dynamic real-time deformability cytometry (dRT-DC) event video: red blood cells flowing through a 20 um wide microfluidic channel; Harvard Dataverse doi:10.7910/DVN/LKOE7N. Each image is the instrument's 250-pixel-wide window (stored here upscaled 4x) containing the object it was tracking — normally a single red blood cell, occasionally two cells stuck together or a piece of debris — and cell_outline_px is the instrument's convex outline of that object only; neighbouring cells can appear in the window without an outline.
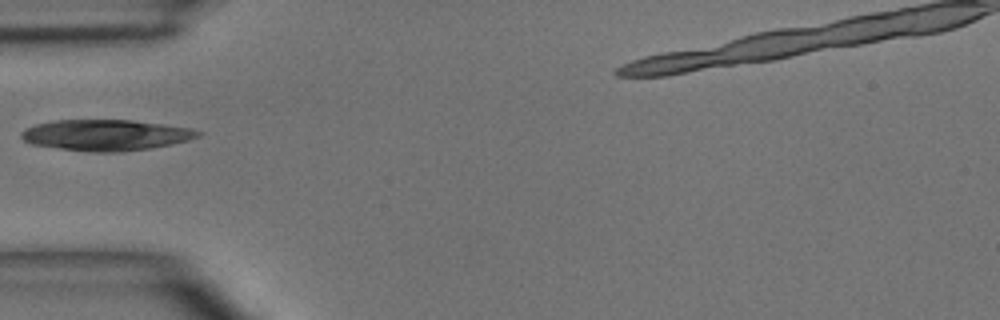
{"species": "common noctule bat (a hibernating species)", "species_latin": "Nyctalus noctula", "temperature_condition": "room temperature", "stored_images_in_passage": 1, "camera_frame_rate_fps": 3000, "um_per_image_px": 0.085, "animal": {"sex": "male", "body_mass_g": 15.6}, "frame": {"image": 1, "passage_image": 1, "time_ms": 0.0, "image_size_px": [1000, 320], "cell_outline_px": [[204, 132], [200, 136], [188, 140], [172, 144], [148, 148], [120, 152], [92, 152], [60, 148], [32, 144], [24, 140], [20, 136], [20, 132], [24, 128], [36, 124], [56, 120], [132, 120], [164, 124], [192, 128]], "centroid_in_image_um": [9.02, 11.47], "position_along_channel_um": 76.0, "area_um2": 31.91}}